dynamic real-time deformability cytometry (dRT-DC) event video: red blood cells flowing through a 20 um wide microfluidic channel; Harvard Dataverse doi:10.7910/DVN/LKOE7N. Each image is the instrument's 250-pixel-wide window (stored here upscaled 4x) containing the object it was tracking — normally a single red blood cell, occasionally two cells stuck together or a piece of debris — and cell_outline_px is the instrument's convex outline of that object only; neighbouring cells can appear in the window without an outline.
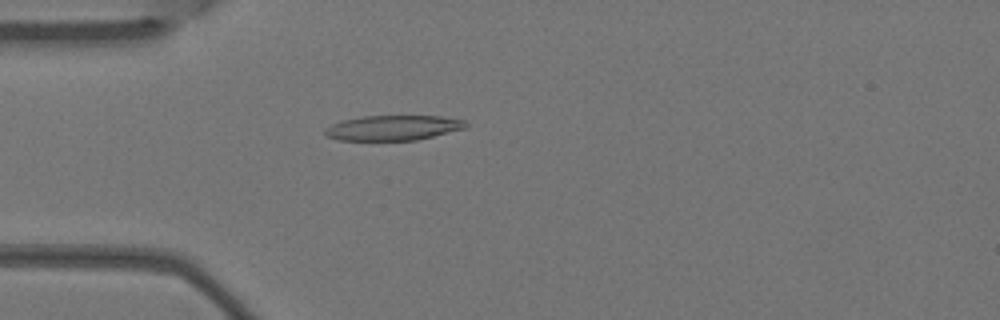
{"species": "Egyptian fruit bat (a non-hibernating species)", "species_latin": "Rousettus aegyptiacus", "temperature_condition": "warm", "stored_images_in_passage": 1, "camera_frame_rate_fps": 3000, "um_per_image_px": 0.085, "animal": {"sex": "female"}, "frame": {"image": 1, "passage_image": 1, "time_ms": 0.0, "image_size_px": [1000, 320], "cell_outline_px": [[468, 128], [416, 140], [340, 140], [324, 136], [324, 128], [332, 124], [344, 120], [364, 116], [440, 116], [464, 120], [468, 124]], "centroid_in_image_um": [33.42, 10.87], "position_along_channel_um": 51.6, "area_um2": 20.58}}